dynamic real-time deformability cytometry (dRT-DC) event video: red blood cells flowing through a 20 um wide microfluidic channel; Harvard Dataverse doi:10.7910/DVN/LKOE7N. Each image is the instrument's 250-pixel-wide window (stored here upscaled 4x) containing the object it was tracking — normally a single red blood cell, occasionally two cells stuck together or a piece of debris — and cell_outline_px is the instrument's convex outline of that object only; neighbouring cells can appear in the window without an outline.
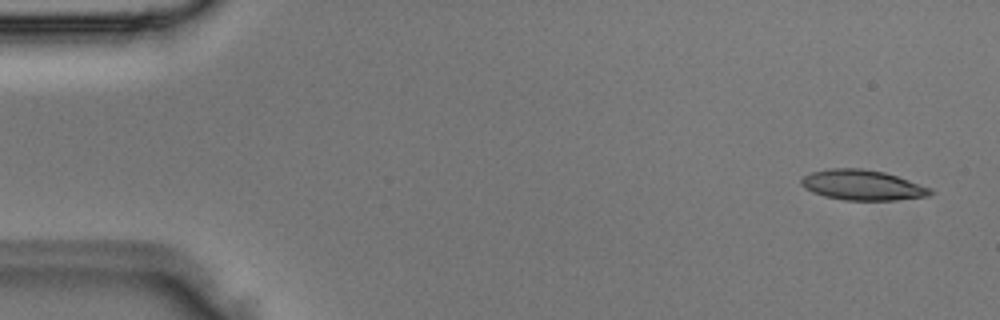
{"species": "Egyptian fruit bat (a non-hibernating species)", "species_latin": "Rousettus aegyptiacus", "temperature_condition": "room temperature", "stored_images_in_passage": 4, "segment_of_instrument_passage": [1, 2], "camera_frame_rate_fps": 3000, "um_per_image_px": 0.085, "animal": {"sex": "male"}, "frame": {"image": 1, "passage_image": 1, "time_ms": 0.0, "image_size_px": [1000, 320], "cell_outline_px": [[936, 192], [932, 196], [896, 200], [844, 200], [824, 196], [812, 192], [804, 188], [800, 184], [800, 180], [804, 176], [812, 172], [828, 168], [860, 168], [884, 172], [932, 188]], "centroid_in_image_um": [73.33, 15.74], "position_along_channel_um": 11.7, "area_um2": 22.95}}